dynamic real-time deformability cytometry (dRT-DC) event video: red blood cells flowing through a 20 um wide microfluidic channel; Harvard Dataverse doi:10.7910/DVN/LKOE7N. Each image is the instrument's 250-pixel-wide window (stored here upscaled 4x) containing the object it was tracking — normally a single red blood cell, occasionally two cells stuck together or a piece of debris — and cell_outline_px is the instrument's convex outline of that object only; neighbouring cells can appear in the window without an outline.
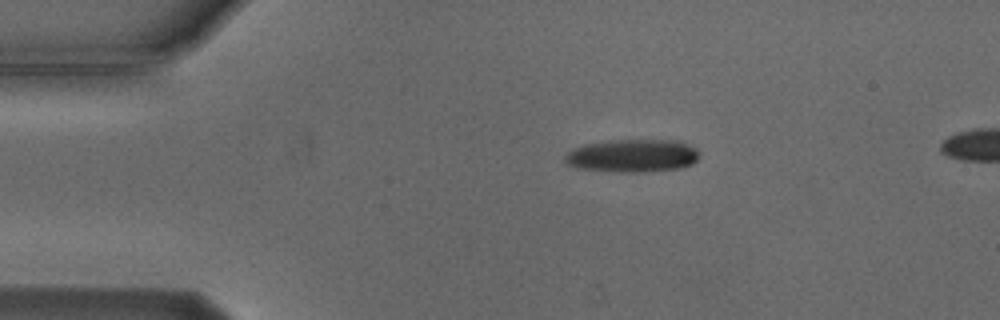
{"species": "Egyptian fruit bat (a non-hibernating species)", "species_latin": "Rousettus aegyptiacus", "temperature_condition": "cold", "stored_images_in_passage": 3, "camera_frame_rate_fps": 3000, "um_per_image_px": 0.085, "animal": {"sex": "male"}, "frame": {"image": 1, "passage_image": 1, "time_ms": 0.0, "image_size_px": [1000, 320], "cell_outline_px": [[700, 156], [692, 164], [676, 168], [576, 168], [568, 164], [564, 160], [564, 156], [572, 148], [584, 144], [608, 140], [680, 140], [696, 148], [700, 152]], "centroid_in_image_um": [53.78, 13.13], "position_along_channel_um": 31.2, "area_um2": 24.22}}